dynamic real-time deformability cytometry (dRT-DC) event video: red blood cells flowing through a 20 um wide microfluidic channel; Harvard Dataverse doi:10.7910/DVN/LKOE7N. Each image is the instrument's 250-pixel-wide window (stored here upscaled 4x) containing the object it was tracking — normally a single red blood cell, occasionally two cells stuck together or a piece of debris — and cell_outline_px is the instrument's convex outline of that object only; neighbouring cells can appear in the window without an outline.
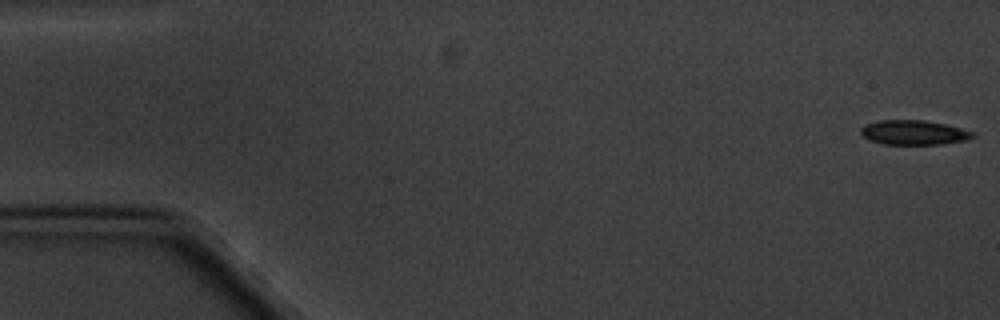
{"species": "common noctule bat (a hibernating species)", "species_latin": "Nyctalus noctula", "temperature_condition": "cold", "stored_images_in_passage": 6, "camera_frame_rate_fps": 3000, "um_per_image_px": 0.085, "animal": {"sex": "male", "body_mass_g": 20.1, "forearm_length_mm": 53.5}, "frame": {"image": 1, "passage_image": 1, "time_ms": 0.0, "image_size_px": [1000, 320], "cell_outline_px": [[976, 136], [968, 140], [940, 144], [884, 144], [868, 140], [860, 132], [860, 128], [868, 124], [880, 120], [924, 120], [944, 124], [960, 128], [972, 132]], "centroid_in_image_um": [77.67, 11.27], "position_along_channel_um": 7.3, "area_um2": 15.9}}
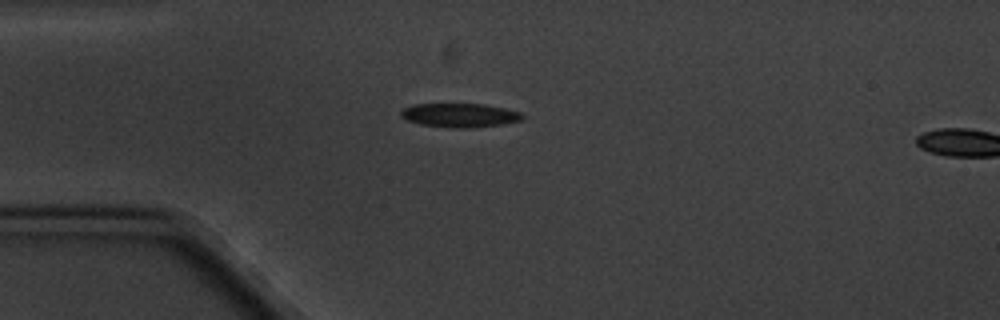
{"frame": {"image": 2, "passage_image": 5, "time_ms": 4.667, "image_size_px": [1000, 320], "cell_outline_px": [[528, 116], [520, 120], [504, 124], [468, 128], [448, 128], [420, 124], [404, 120], [400, 116], [400, 112], [404, 108], [412, 104], [484, 104], [504, 108], [520, 112]], "centroid_in_image_um": [39.07, 9.8], "position_along_channel_um": 45.9, "area_um2": 17.17}}